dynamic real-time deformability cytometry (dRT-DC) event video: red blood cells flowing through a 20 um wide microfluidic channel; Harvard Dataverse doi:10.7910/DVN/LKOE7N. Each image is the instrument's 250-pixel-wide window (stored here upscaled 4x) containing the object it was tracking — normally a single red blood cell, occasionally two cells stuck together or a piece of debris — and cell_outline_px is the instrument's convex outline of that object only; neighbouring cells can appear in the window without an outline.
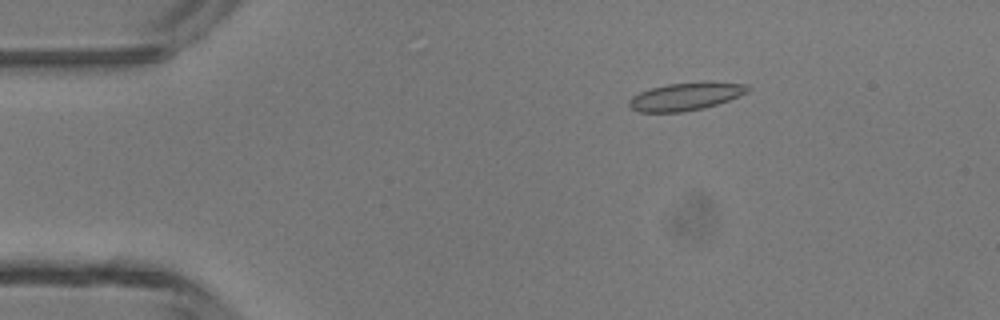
{"species": "common noctule bat (a hibernating species)", "species_latin": "Nyctalus noctula", "temperature_condition": "room temperature", "stored_images_in_passage": 47, "camera_frame_rate_fps": 3000, "um_per_image_px": 0.085, "animal": {"sex": "male", "body_mass_g": 13.3}, "frame": {"image": 1, "passage_image": 8, "time_ms": 2.333, "image_size_px": [1000, 320], "cell_outline_px": [[752, 88], [748, 92], [728, 100], [716, 104], [700, 108], [680, 112], [640, 112], [632, 108], [628, 104], [632, 96], [640, 92], [652, 88], [668, 84], [748, 84]], "centroid_in_image_um": [58.23, 8.23], "position_along_channel_um": 26.8, "area_um2": 18.15}}
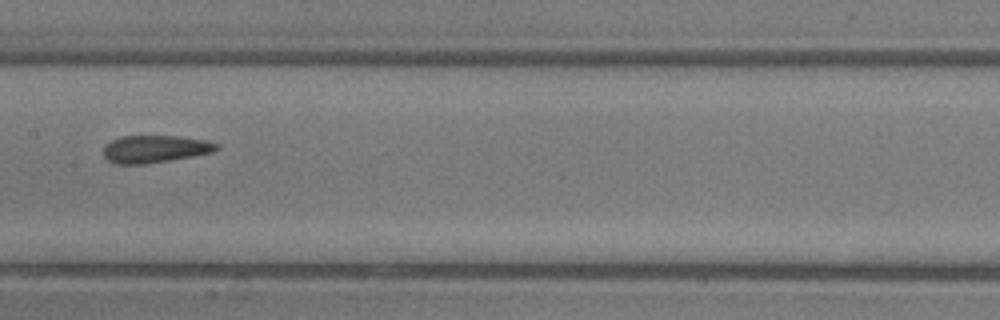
{"frame": {"image": 2, "passage_image": 24, "time_ms": 7.667, "image_size_px": [1000, 320], "cell_outline_px": [[220, 148], [212, 152], [192, 156], [144, 164], [116, 164], [108, 160], [104, 156], [104, 148], [112, 140], [124, 136], [180, 136], [208, 140], [216, 144]], "centroid_in_image_um": [13.19, 12.66], "position_along_channel_um": 194.2, "area_um2": 17.86}}
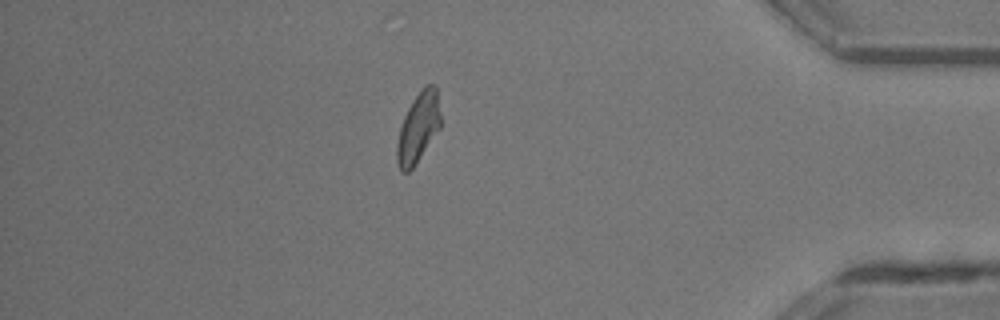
{"frame": {"image": 3, "passage_image": 41, "time_ms": 13.333, "image_size_px": [1000, 320], "cell_outline_px": [[440, 128], [416, 164], [408, 172], [400, 172], [396, 160], [396, 144], [400, 128], [404, 116], [412, 100], [424, 84], [436, 84], [440, 112]], "centroid_in_image_um": [35.54, 10.84], "position_along_channel_um": 399.7, "area_um2": 17.98}, "authors_computed_cell_mechanics": {"area_um2": 18.2648, "velocity_mm_per_s": 4.3327, "shape_relaxation_time_tau1_ms": 3.1341, "shape_relaxation_time_tau2_ms": 1.3119, "deformation_change_tau1": 0.1024, "deformation_change_tau2": 0.0614}}